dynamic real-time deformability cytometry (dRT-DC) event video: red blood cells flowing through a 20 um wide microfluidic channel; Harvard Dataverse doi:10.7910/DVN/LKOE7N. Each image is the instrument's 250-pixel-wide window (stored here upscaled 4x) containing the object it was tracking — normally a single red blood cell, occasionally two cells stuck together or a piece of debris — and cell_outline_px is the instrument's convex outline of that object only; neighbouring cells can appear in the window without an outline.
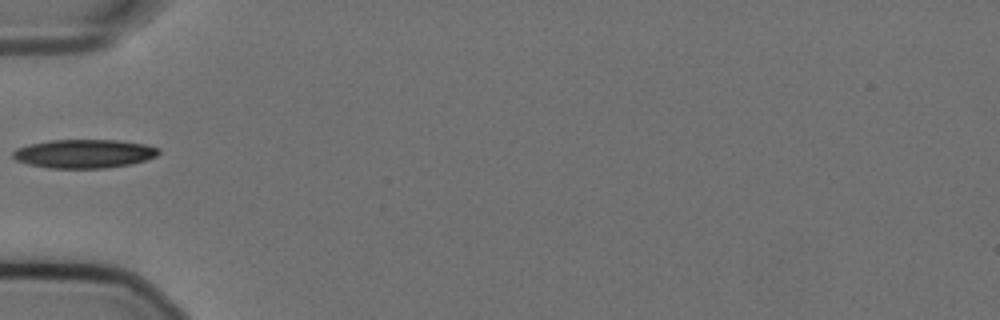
{"species": "Egyptian fruit bat (a non-hibernating species)", "species_latin": "Rousettus aegyptiacus", "temperature_condition": "cold", "stored_images_in_passage": 30, "camera_frame_rate_fps": 3000, "um_per_image_px": 0.085, "animal": {"sex": "female"}, "frame": {"image": 1, "passage_image": 1, "time_ms": 0.0, "image_size_px": [1000, 320], "cell_outline_px": [[160, 152], [156, 156], [132, 164], [104, 168], [48, 168], [28, 164], [16, 160], [12, 156], [12, 152], [16, 148], [48, 140], [116, 140], [144, 144], [160, 148]], "centroid_in_image_um": [7.14, 13.06], "position_along_channel_um": 77.9, "area_um2": 24.33}}
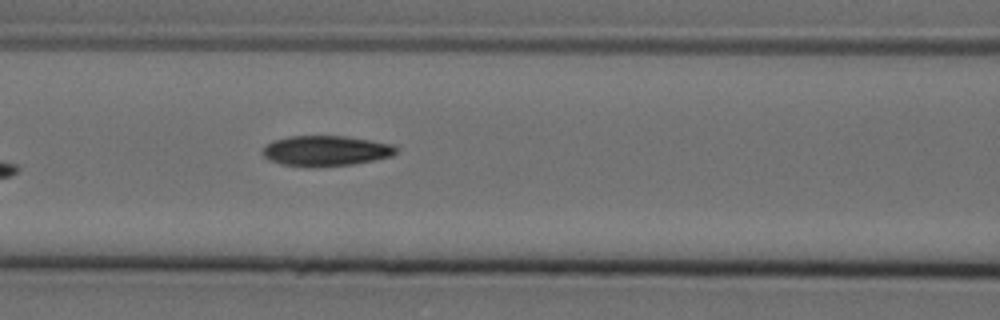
{"frame": {"image": 2, "passage_image": 6, "time_ms": 1.667, "image_size_px": [1000, 320], "cell_outline_px": [[396, 152], [392, 156], [352, 164], [312, 168], [308, 168], [280, 164], [268, 160], [260, 152], [264, 144], [272, 140], [288, 136], [344, 136], [372, 140], [392, 144], [396, 148]], "centroid_in_image_um": [27.6, 12.82], "position_along_channel_um": 139.0, "area_um2": 24.04}}
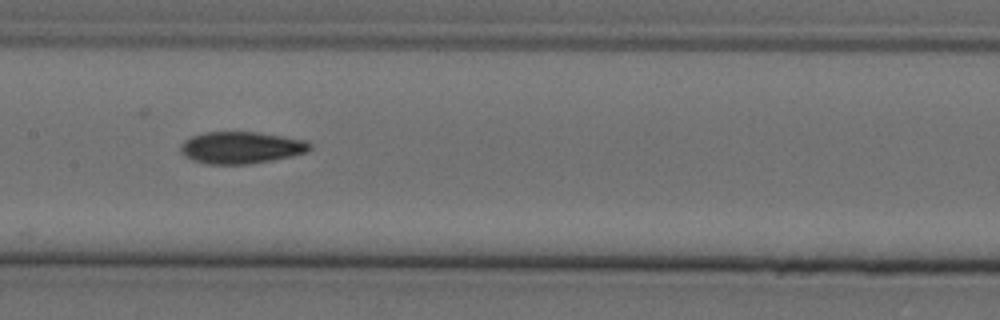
{"frame": {"image": 3, "passage_image": 10, "time_ms": 3.0, "image_size_px": [1000, 320], "cell_outline_px": [[312, 148], [308, 152], [292, 156], [272, 160], [248, 164], [204, 164], [192, 160], [184, 156], [180, 152], [180, 144], [184, 140], [192, 136], [204, 132], [260, 132], [308, 140], [312, 144]], "centroid_in_image_um": [20.51, 12.54], "position_along_channel_um": 186.9, "area_um2": 24.45}}